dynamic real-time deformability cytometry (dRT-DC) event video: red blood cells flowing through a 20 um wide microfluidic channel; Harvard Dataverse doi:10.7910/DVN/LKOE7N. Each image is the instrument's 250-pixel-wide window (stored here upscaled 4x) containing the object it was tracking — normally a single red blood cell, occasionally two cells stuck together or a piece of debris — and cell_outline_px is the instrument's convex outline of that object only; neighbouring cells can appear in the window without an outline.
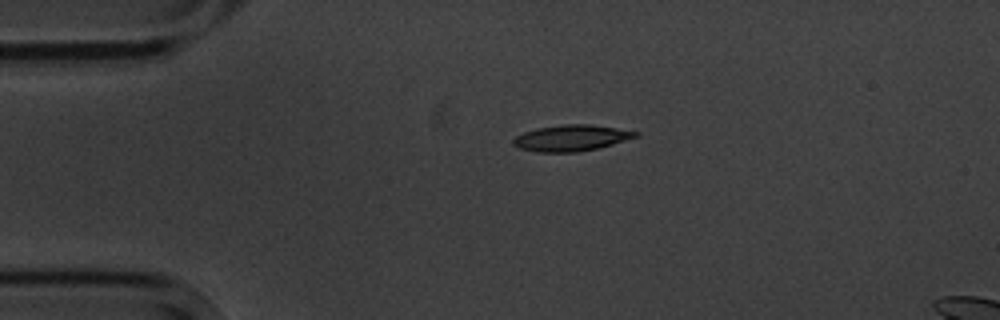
{"species": "common noctule bat (a hibernating species)", "species_latin": "Nyctalus noctula", "temperature_condition": "cold", "stored_images_in_passage": 3, "segment_of_instrument_passage": [1, 2], "camera_frame_rate_fps": 3000, "um_per_image_px": 0.085, "animal": {"sex": "male", "body_mass_g": 20.1, "forearm_length_mm": 53.5}, "frame": {"image": 1, "passage_image": 1, "time_ms": 0.0, "image_size_px": [1000, 320], "cell_outline_px": [[640, 136], [612, 144], [596, 148], [576, 152], [536, 152], [520, 148], [512, 144], [512, 140], [516, 136], [524, 132], [536, 128], [564, 124], [588, 124], [616, 128], [640, 132]], "centroid_in_image_um": [48.55, 11.72], "position_along_channel_um": 36.5, "area_um2": 18.55}}